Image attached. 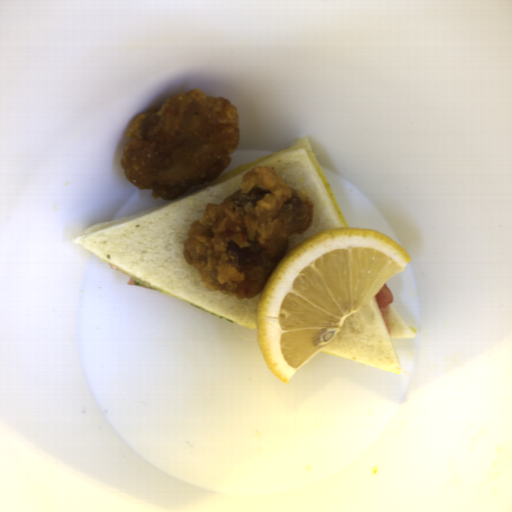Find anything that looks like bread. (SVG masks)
<instances>
[{
	"instance_id": "bread-1",
	"label": "bread",
	"mask_w": 512,
	"mask_h": 512,
	"mask_svg": "<svg viewBox=\"0 0 512 512\" xmlns=\"http://www.w3.org/2000/svg\"><path fill=\"white\" fill-rule=\"evenodd\" d=\"M255 166L272 167L288 184L312 198V223L289 238L286 253L309 237L333 228H349L308 139L224 172L211 183L192 186L179 198L149 211L93 224L75 244L200 308L257 329L260 293L237 299L212 291L190 266L184 247L192 223L208 204H218L237 192L244 175Z\"/></svg>"
},
{
	"instance_id": "bread-2",
	"label": "bread",
	"mask_w": 512,
	"mask_h": 512,
	"mask_svg": "<svg viewBox=\"0 0 512 512\" xmlns=\"http://www.w3.org/2000/svg\"><path fill=\"white\" fill-rule=\"evenodd\" d=\"M389 330L375 295L343 322L336 338L320 352L395 374H402L393 340H410L412 330L393 305L388 304Z\"/></svg>"
}]
</instances>
